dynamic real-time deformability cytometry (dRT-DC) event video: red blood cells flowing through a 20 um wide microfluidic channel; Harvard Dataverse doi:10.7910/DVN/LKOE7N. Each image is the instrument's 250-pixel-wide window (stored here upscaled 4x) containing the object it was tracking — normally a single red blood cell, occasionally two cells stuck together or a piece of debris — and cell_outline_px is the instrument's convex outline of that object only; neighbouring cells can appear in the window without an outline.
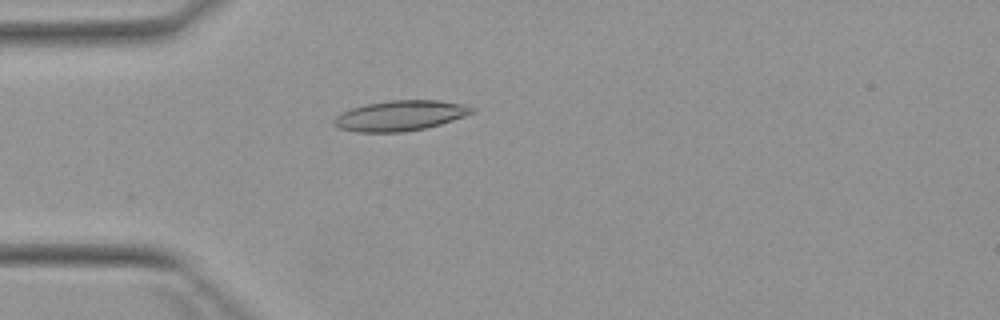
{"species": "Egyptian fruit bat (a non-hibernating species)", "species_latin": "Rousettus aegyptiacus", "temperature_condition": "warm", "stored_images_in_passage": 1, "camera_frame_rate_fps": 3000, "um_per_image_px": 0.085, "animal": {"sex": "female"}, "frame": {"image": 1, "passage_image": 1, "time_ms": 0.0, "image_size_px": [1000, 320], "cell_outline_px": [[476, 112], [440, 124], [424, 128], [404, 132], [356, 132], [336, 128], [332, 124], [332, 120], [340, 112], [352, 108], [368, 104], [388, 100], [440, 100], [460, 104], [476, 108]], "centroid_in_image_um": [33.97, 9.83], "position_along_channel_um": 51.0, "area_um2": 24.45}}